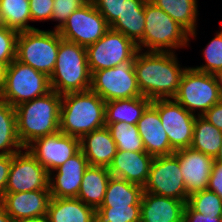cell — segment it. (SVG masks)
I'll return each instance as SVG.
<instances>
[{
	"label": "cell",
	"instance_id": "cell-1",
	"mask_svg": "<svg viewBox=\"0 0 222 222\" xmlns=\"http://www.w3.org/2000/svg\"><path fill=\"white\" fill-rule=\"evenodd\" d=\"M187 67H181L174 52L139 50L134 70L142 96L151 101L173 99Z\"/></svg>",
	"mask_w": 222,
	"mask_h": 222
},
{
	"label": "cell",
	"instance_id": "cell-2",
	"mask_svg": "<svg viewBox=\"0 0 222 222\" xmlns=\"http://www.w3.org/2000/svg\"><path fill=\"white\" fill-rule=\"evenodd\" d=\"M62 95L51 90L15 107L17 133L24 148L34 140L59 131Z\"/></svg>",
	"mask_w": 222,
	"mask_h": 222
},
{
	"label": "cell",
	"instance_id": "cell-3",
	"mask_svg": "<svg viewBox=\"0 0 222 222\" xmlns=\"http://www.w3.org/2000/svg\"><path fill=\"white\" fill-rule=\"evenodd\" d=\"M106 102L91 89L62 95L59 131L81 139L105 126Z\"/></svg>",
	"mask_w": 222,
	"mask_h": 222
},
{
	"label": "cell",
	"instance_id": "cell-4",
	"mask_svg": "<svg viewBox=\"0 0 222 222\" xmlns=\"http://www.w3.org/2000/svg\"><path fill=\"white\" fill-rule=\"evenodd\" d=\"M86 47L60 37L55 68L49 77L51 90L60 95L91 88Z\"/></svg>",
	"mask_w": 222,
	"mask_h": 222
},
{
	"label": "cell",
	"instance_id": "cell-5",
	"mask_svg": "<svg viewBox=\"0 0 222 222\" xmlns=\"http://www.w3.org/2000/svg\"><path fill=\"white\" fill-rule=\"evenodd\" d=\"M144 15V37L137 44L138 50L175 53L190 45L189 33L150 0L145 1Z\"/></svg>",
	"mask_w": 222,
	"mask_h": 222
},
{
	"label": "cell",
	"instance_id": "cell-6",
	"mask_svg": "<svg viewBox=\"0 0 222 222\" xmlns=\"http://www.w3.org/2000/svg\"><path fill=\"white\" fill-rule=\"evenodd\" d=\"M60 34L54 29L19 32L16 60L51 76L58 55Z\"/></svg>",
	"mask_w": 222,
	"mask_h": 222
},
{
	"label": "cell",
	"instance_id": "cell-7",
	"mask_svg": "<svg viewBox=\"0 0 222 222\" xmlns=\"http://www.w3.org/2000/svg\"><path fill=\"white\" fill-rule=\"evenodd\" d=\"M173 99L193 115L199 110L197 116H202L222 99V95L214 74L188 67Z\"/></svg>",
	"mask_w": 222,
	"mask_h": 222
},
{
	"label": "cell",
	"instance_id": "cell-8",
	"mask_svg": "<svg viewBox=\"0 0 222 222\" xmlns=\"http://www.w3.org/2000/svg\"><path fill=\"white\" fill-rule=\"evenodd\" d=\"M51 91L49 77L14 59L7 67L1 97L12 107L46 95Z\"/></svg>",
	"mask_w": 222,
	"mask_h": 222
},
{
	"label": "cell",
	"instance_id": "cell-9",
	"mask_svg": "<svg viewBox=\"0 0 222 222\" xmlns=\"http://www.w3.org/2000/svg\"><path fill=\"white\" fill-rule=\"evenodd\" d=\"M136 55L116 67L92 73L91 90L105 102L142 96L134 70Z\"/></svg>",
	"mask_w": 222,
	"mask_h": 222
},
{
	"label": "cell",
	"instance_id": "cell-10",
	"mask_svg": "<svg viewBox=\"0 0 222 222\" xmlns=\"http://www.w3.org/2000/svg\"><path fill=\"white\" fill-rule=\"evenodd\" d=\"M138 51L134 41L109 29L97 42L86 47L90 73L116 67L121 62L132 59Z\"/></svg>",
	"mask_w": 222,
	"mask_h": 222
},
{
	"label": "cell",
	"instance_id": "cell-11",
	"mask_svg": "<svg viewBox=\"0 0 222 222\" xmlns=\"http://www.w3.org/2000/svg\"><path fill=\"white\" fill-rule=\"evenodd\" d=\"M109 29L104 16L92 2H88L69 15L58 33L64 40L87 47L97 42Z\"/></svg>",
	"mask_w": 222,
	"mask_h": 222
},
{
	"label": "cell",
	"instance_id": "cell-12",
	"mask_svg": "<svg viewBox=\"0 0 222 222\" xmlns=\"http://www.w3.org/2000/svg\"><path fill=\"white\" fill-rule=\"evenodd\" d=\"M143 191L187 203L189 195L186 193L179 159L175 154L153 158Z\"/></svg>",
	"mask_w": 222,
	"mask_h": 222
},
{
	"label": "cell",
	"instance_id": "cell-13",
	"mask_svg": "<svg viewBox=\"0 0 222 222\" xmlns=\"http://www.w3.org/2000/svg\"><path fill=\"white\" fill-rule=\"evenodd\" d=\"M151 104L158 110L170 146L175 151L191 147L197 115L187 111L174 99H157Z\"/></svg>",
	"mask_w": 222,
	"mask_h": 222
},
{
	"label": "cell",
	"instance_id": "cell-14",
	"mask_svg": "<svg viewBox=\"0 0 222 222\" xmlns=\"http://www.w3.org/2000/svg\"><path fill=\"white\" fill-rule=\"evenodd\" d=\"M12 154L5 193L49 190V173L27 148Z\"/></svg>",
	"mask_w": 222,
	"mask_h": 222
},
{
	"label": "cell",
	"instance_id": "cell-15",
	"mask_svg": "<svg viewBox=\"0 0 222 222\" xmlns=\"http://www.w3.org/2000/svg\"><path fill=\"white\" fill-rule=\"evenodd\" d=\"M26 148L51 173L80 151V139L58 131L34 140Z\"/></svg>",
	"mask_w": 222,
	"mask_h": 222
},
{
	"label": "cell",
	"instance_id": "cell-16",
	"mask_svg": "<svg viewBox=\"0 0 222 222\" xmlns=\"http://www.w3.org/2000/svg\"><path fill=\"white\" fill-rule=\"evenodd\" d=\"M88 166V161L80 150L77 154L67 159L64 164L49 173L51 197L77 198L82 177Z\"/></svg>",
	"mask_w": 222,
	"mask_h": 222
},
{
	"label": "cell",
	"instance_id": "cell-17",
	"mask_svg": "<svg viewBox=\"0 0 222 222\" xmlns=\"http://www.w3.org/2000/svg\"><path fill=\"white\" fill-rule=\"evenodd\" d=\"M179 159L181 174L183 175L186 193L207 189L208 181L215 162L214 158L193 149L192 147L179 149L174 152Z\"/></svg>",
	"mask_w": 222,
	"mask_h": 222
},
{
	"label": "cell",
	"instance_id": "cell-18",
	"mask_svg": "<svg viewBox=\"0 0 222 222\" xmlns=\"http://www.w3.org/2000/svg\"><path fill=\"white\" fill-rule=\"evenodd\" d=\"M50 190L5 193L0 203L12 221L47 215Z\"/></svg>",
	"mask_w": 222,
	"mask_h": 222
},
{
	"label": "cell",
	"instance_id": "cell-19",
	"mask_svg": "<svg viewBox=\"0 0 222 222\" xmlns=\"http://www.w3.org/2000/svg\"><path fill=\"white\" fill-rule=\"evenodd\" d=\"M138 132L143 141L145 151L153 156H169L175 150L170 146L158 113V110L150 104L143 112L137 123Z\"/></svg>",
	"mask_w": 222,
	"mask_h": 222
},
{
	"label": "cell",
	"instance_id": "cell-20",
	"mask_svg": "<svg viewBox=\"0 0 222 222\" xmlns=\"http://www.w3.org/2000/svg\"><path fill=\"white\" fill-rule=\"evenodd\" d=\"M153 158L146 151L117 150L108 167L109 172L113 177L125 179L143 187L148 179Z\"/></svg>",
	"mask_w": 222,
	"mask_h": 222
},
{
	"label": "cell",
	"instance_id": "cell-21",
	"mask_svg": "<svg viewBox=\"0 0 222 222\" xmlns=\"http://www.w3.org/2000/svg\"><path fill=\"white\" fill-rule=\"evenodd\" d=\"M185 206L182 200L143 191L140 222H181Z\"/></svg>",
	"mask_w": 222,
	"mask_h": 222
},
{
	"label": "cell",
	"instance_id": "cell-22",
	"mask_svg": "<svg viewBox=\"0 0 222 222\" xmlns=\"http://www.w3.org/2000/svg\"><path fill=\"white\" fill-rule=\"evenodd\" d=\"M80 150L91 166L109 167L117 151L116 143L104 126L84 135L80 139Z\"/></svg>",
	"mask_w": 222,
	"mask_h": 222
},
{
	"label": "cell",
	"instance_id": "cell-23",
	"mask_svg": "<svg viewBox=\"0 0 222 222\" xmlns=\"http://www.w3.org/2000/svg\"><path fill=\"white\" fill-rule=\"evenodd\" d=\"M46 217L49 222H94L95 209L77 198L51 197Z\"/></svg>",
	"mask_w": 222,
	"mask_h": 222
},
{
	"label": "cell",
	"instance_id": "cell-24",
	"mask_svg": "<svg viewBox=\"0 0 222 222\" xmlns=\"http://www.w3.org/2000/svg\"><path fill=\"white\" fill-rule=\"evenodd\" d=\"M110 177L108 167L89 165L82 177L77 199L93 209H99L103 203Z\"/></svg>",
	"mask_w": 222,
	"mask_h": 222
},
{
	"label": "cell",
	"instance_id": "cell-25",
	"mask_svg": "<svg viewBox=\"0 0 222 222\" xmlns=\"http://www.w3.org/2000/svg\"><path fill=\"white\" fill-rule=\"evenodd\" d=\"M151 102L145 96L107 101L105 105V126L118 122L137 125L143 112Z\"/></svg>",
	"mask_w": 222,
	"mask_h": 222
},
{
	"label": "cell",
	"instance_id": "cell-26",
	"mask_svg": "<svg viewBox=\"0 0 222 222\" xmlns=\"http://www.w3.org/2000/svg\"><path fill=\"white\" fill-rule=\"evenodd\" d=\"M145 1L125 0L124 12L110 26V29L124 34L136 44L144 37L145 28Z\"/></svg>",
	"mask_w": 222,
	"mask_h": 222
},
{
	"label": "cell",
	"instance_id": "cell-27",
	"mask_svg": "<svg viewBox=\"0 0 222 222\" xmlns=\"http://www.w3.org/2000/svg\"><path fill=\"white\" fill-rule=\"evenodd\" d=\"M143 187L111 176L100 207H127L128 205H141Z\"/></svg>",
	"mask_w": 222,
	"mask_h": 222
},
{
	"label": "cell",
	"instance_id": "cell-28",
	"mask_svg": "<svg viewBox=\"0 0 222 222\" xmlns=\"http://www.w3.org/2000/svg\"><path fill=\"white\" fill-rule=\"evenodd\" d=\"M157 7L165 11L173 20L182 26L190 37L197 35V0H150Z\"/></svg>",
	"mask_w": 222,
	"mask_h": 222
},
{
	"label": "cell",
	"instance_id": "cell-29",
	"mask_svg": "<svg viewBox=\"0 0 222 222\" xmlns=\"http://www.w3.org/2000/svg\"><path fill=\"white\" fill-rule=\"evenodd\" d=\"M23 149L17 133L15 107L0 96V154H15Z\"/></svg>",
	"mask_w": 222,
	"mask_h": 222
},
{
	"label": "cell",
	"instance_id": "cell-30",
	"mask_svg": "<svg viewBox=\"0 0 222 222\" xmlns=\"http://www.w3.org/2000/svg\"><path fill=\"white\" fill-rule=\"evenodd\" d=\"M221 146L222 131L202 116H196L191 147L215 159Z\"/></svg>",
	"mask_w": 222,
	"mask_h": 222
},
{
	"label": "cell",
	"instance_id": "cell-31",
	"mask_svg": "<svg viewBox=\"0 0 222 222\" xmlns=\"http://www.w3.org/2000/svg\"><path fill=\"white\" fill-rule=\"evenodd\" d=\"M0 14L5 27L17 32L37 29L28 25L32 21L29 0H0Z\"/></svg>",
	"mask_w": 222,
	"mask_h": 222
},
{
	"label": "cell",
	"instance_id": "cell-32",
	"mask_svg": "<svg viewBox=\"0 0 222 222\" xmlns=\"http://www.w3.org/2000/svg\"><path fill=\"white\" fill-rule=\"evenodd\" d=\"M107 128L116 143L117 150L133 152L145 151L137 125L118 122L109 124Z\"/></svg>",
	"mask_w": 222,
	"mask_h": 222
},
{
	"label": "cell",
	"instance_id": "cell-33",
	"mask_svg": "<svg viewBox=\"0 0 222 222\" xmlns=\"http://www.w3.org/2000/svg\"><path fill=\"white\" fill-rule=\"evenodd\" d=\"M193 211L211 216H222V199L209 189L192 193L186 203Z\"/></svg>",
	"mask_w": 222,
	"mask_h": 222
},
{
	"label": "cell",
	"instance_id": "cell-34",
	"mask_svg": "<svg viewBox=\"0 0 222 222\" xmlns=\"http://www.w3.org/2000/svg\"><path fill=\"white\" fill-rule=\"evenodd\" d=\"M141 205L100 207L95 209L94 222H140Z\"/></svg>",
	"mask_w": 222,
	"mask_h": 222
},
{
	"label": "cell",
	"instance_id": "cell-35",
	"mask_svg": "<svg viewBox=\"0 0 222 222\" xmlns=\"http://www.w3.org/2000/svg\"><path fill=\"white\" fill-rule=\"evenodd\" d=\"M205 65L192 67L198 71L215 74L222 69V29L217 31L214 38L203 49Z\"/></svg>",
	"mask_w": 222,
	"mask_h": 222
},
{
	"label": "cell",
	"instance_id": "cell-36",
	"mask_svg": "<svg viewBox=\"0 0 222 222\" xmlns=\"http://www.w3.org/2000/svg\"><path fill=\"white\" fill-rule=\"evenodd\" d=\"M19 32L0 26V62L8 66L16 59L17 38Z\"/></svg>",
	"mask_w": 222,
	"mask_h": 222
},
{
	"label": "cell",
	"instance_id": "cell-37",
	"mask_svg": "<svg viewBox=\"0 0 222 222\" xmlns=\"http://www.w3.org/2000/svg\"><path fill=\"white\" fill-rule=\"evenodd\" d=\"M92 4L104 16L109 26L117 20L125 9V0H92Z\"/></svg>",
	"mask_w": 222,
	"mask_h": 222
},
{
	"label": "cell",
	"instance_id": "cell-38",
	"mask_svg": "<svg viewBox=\"0 0 222 222\" xmlns=\"http://www.w3.org/2000/svg\"><path fill=\"white\" fill-rule=\"evenodd\" d=\"M81 5L82 3L79 0H54L51 20L58 21L54 30L58 31L64 25L69 15Z\"/></svg>",
	"mask_w": 222,
	"mask_h": 222
},
{
	"label": "cell",
	"instance_id": "cell-39",
	"mask_svg": "<svg viewBox=\"0 0 222 222\" xmlns=\"http://www.w3.org/2000/svg\"><path fill=\"white\" fill-rule=\"evenodd\" d=\"M54 0H29L32 22L51 20Z\"/></svg>",
	"mask_w": 222,
	"mask_h": 222
},
{
	"label": "cell",
	"instance_id": "cell-40",
	"mask_svg": "<svg viewBox=\"0 0 222 222\" xmlns=\"http://www.w3.org/2000/svg\"><path fill=\"white\" fill-rule=\"evenodd\" d=\"M207 189L214 191L222 199V163L214 162Z\"/></svg>",
	"mask_w": 222,
	"mask_h": 222
},
{
	"label": "cell",
	"instance_id": "cell-41",
	"mask_svg": "<svg viewBox=\"0 0 222 222\" xmlns=\"http://www.w3.org/2000/svg\"><path fill=\"white\" fill-rule=\"evenodd\" d=\"M12 164V154H0V201L5 194V188L9 176L10 167Z\"/></svg>",
	"mask_w": 222,
	"mask_h": 222
},
{
	"label": "cell",
	"instance_id": "cell-42",
	"mask_svg": "<svg viewBox=\"0 0 222 222\" xmlns=\"http://www.w3.org/2000/svg\"><path fill=\"white\" fill-rule=\"evenodd\" d=\"M202 117L222 131V99L206 111Z\"/></svg>",
	"mask_w": 222,
	"mask_h": 222
},
{
	"label": "cell",
	"instance_id": "cell-43",
	"mask_svg": "<svg viewBox=\"0 0 222 222\" xmlns=\"http://www.w3.org/2000/svg\"><path fill=\"white\" fill-rule=\"evenodd\" d=\"M184 217L189 222H222V216L204 215L195 212L187 204L184 210Z\"/></svg>",
	"mask_w": 222,
	"mask_h": 222
},
{
	"label": "cell",
	"instance_id": "cell-44",
	"mask_svg": "<svg viewBox=\"0 0 222 222\" xmlns=\"http://www.w3.org/2000/svg\"><path fill=\"white\" fill-rule=\"evenodd\" d=\"M8 65L6 63L0 62V96L4 90L5 82H6V72Z\"/></svg>",
	"mask_w": 222,
	"mask_h": 222
},
{
	"label": "cell",
	"instance_id": "cell-45",
	"mask_svg": "<svg viewBox=\"0 0 222 222\" xmlns=\"http://www.w3.org/2000/svg\"><path fill=\"white\" fill-rule=\"evenodd\" d=\"M0 222H12L10 215L5 211L1 203H0Z\"/></svg>",
	"mask_w": 222,
	"mask_h": 222
},
{
	"label": "cell",
	"instance_id": "cell-46",
	"mask_svg": "<svg viewBox=\"0 0 222 222\" xmlns=\"http://www.w3.org/2000/svg\"><path fill=\"white\" fill-rule=\"evenodd\" d=\"M12 222H49V221H48L46 216H43V217L15 220V221H12Z\"/></svg>",
	"mask_w": 222,
	"mask_h": 222
},
{
	"label": "cell",
	"instance_id": "cell-47",
	"mask_svg": "<svg viewBox=\"0 0 222 222\" xmlns=\"http://www.w3.org/2000/svg\"><path fill=\"white\" fill-rule=\"evenodd\" d=\"M217 84L219 86L220 93L222 95V69L214 74Z\"/></svg>",
	"mask_w": 222,
	"mask_h": 222
},
{
	"label": "cell",
	"instance_id": "cell-48",
	"mask_svg": "<svg viewBox=\"0 0 222 222\" xmlns=\"http://www.w3.org/2000/svg\"><path fill=\"white\" fill-rule=\"evenodd\" d=\"M214 160L215 162L222 163V146L220 147L219 152Z\"/></svg>",
	"mask_w": 222,
	"mask_h": 222
},
{
	"label": "cell",
	"instance_id": "cell-49",
	"mask_svg": "<svg viewBox=\"0 0 222 222\" xmlns=\"http://www.w3.org/2000/svg\"><path fill=\"white\" fill-rule=\"evenodd\" d=\"M82 4L88 3V2H92V0H79Z\"/></svg>",
	"mask_w": 222,
	"mask_h": 222
},
{
	"label": "cell",
	"instance_id": "cell-50",
	"mask_svg": "<svg viewBox=\"0 0 222 222\" xmlns=\"http://www.w3.org/2000/svg\"><path fill=\"white\" fill-rule=\"evenodd\" d=\"M181 222H189V221L185 217H183Z\"/></svg>",
	"mask_w": 222,
	"mask_h": 222
},
{
	"label": "cell",
	"instance_id": "cell-51",
	"mask_svg": "<svg viewBox=\"0 0 222 222\" xmlns=\"http://www.w3.org/2000/svg\"><path fill=\"white\" fill-rule=\"evenodd\" d=\"M0 26H3L1 14H0Z\"/></svg>",
	"mask_w": 222,
	"mask_h": 222
}]
</instances>
